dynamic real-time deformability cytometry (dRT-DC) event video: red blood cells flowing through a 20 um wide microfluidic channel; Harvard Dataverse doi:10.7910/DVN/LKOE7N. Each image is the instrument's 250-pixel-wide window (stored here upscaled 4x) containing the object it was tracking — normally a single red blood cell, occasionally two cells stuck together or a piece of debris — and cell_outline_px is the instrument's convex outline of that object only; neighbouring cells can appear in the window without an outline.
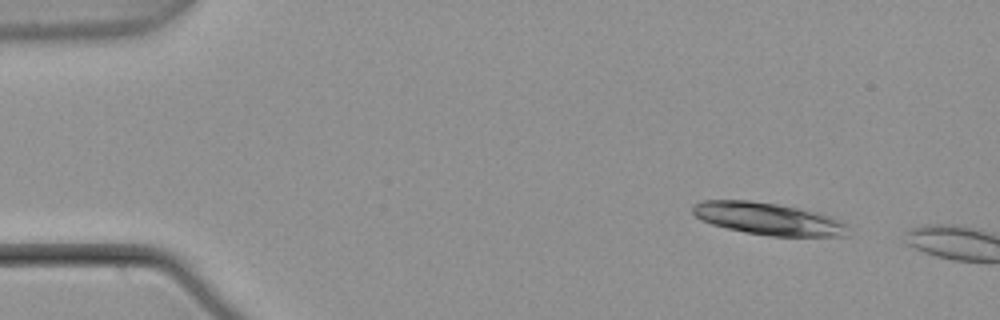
{"species": "common noctule bat (a hibernating species)", "species_latin": "Nyctalus noctula", "temperature_condition": "warm", "stored_images_in_passage": 3, "camera_frame_rate_fps": 3000, "um_per_image_px": 0.085, "animal": {"sex": "male", "body_mass_g": 21.5, "forearm_length_mm": 52.0}, "frame": {"image": 1, "passage_image": 1, "time_ms": 0.0, "image_size_px": [1000, 320], "cell_outline_px": [[848, 236], [768, 236], [744, 232], [712, 224], [700, 220], [692, 212], [692, 204], [704, 200], [752, 200], [776, 204], [820, 212], [848, 224]], "centroid_in_image_um": [65.3, 18.59], "position_along_channel_um": 19.7, "area_um2": 29.3}}